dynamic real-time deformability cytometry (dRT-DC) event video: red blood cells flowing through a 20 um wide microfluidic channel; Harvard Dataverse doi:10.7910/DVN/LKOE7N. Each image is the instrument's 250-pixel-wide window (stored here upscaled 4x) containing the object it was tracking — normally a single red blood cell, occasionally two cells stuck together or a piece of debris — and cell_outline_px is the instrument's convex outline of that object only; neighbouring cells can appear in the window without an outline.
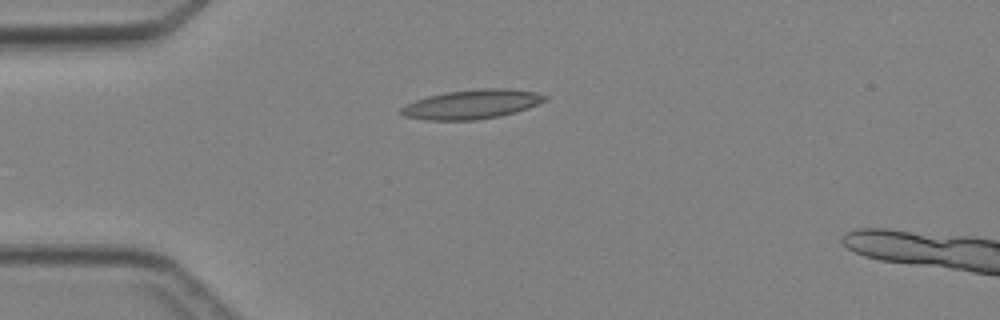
{"species": "Egyptian fruit bat (a non-hibernating species)", "species_latin": "Rousettus aegyptiacus", "temperature_condition": "cold", "stored_images_in_passage": 3, "camera_frame_rate_fps": 3000, "um_per_image_px": 0.085, "animal": {"sex": "female"}, "frame": {"image": 1, "passage_image": 2, "time_ms": 2.0, "image_size_px": [1000, 320], "cell_outline_px": [[548, 100], [528, 108], [516, 112], [500, 116], [476, 120], [428, 120], [404, 116], [400, 112], [400, 108], [416, 100], [428, 96], [444, 92], [476, 88], [508, 88], [536, 92], [548, 96]], "centroid_in_image_um": [40.15, 8.85], "position_along_channel_um": 44.9, "area_um2": 24.68}}